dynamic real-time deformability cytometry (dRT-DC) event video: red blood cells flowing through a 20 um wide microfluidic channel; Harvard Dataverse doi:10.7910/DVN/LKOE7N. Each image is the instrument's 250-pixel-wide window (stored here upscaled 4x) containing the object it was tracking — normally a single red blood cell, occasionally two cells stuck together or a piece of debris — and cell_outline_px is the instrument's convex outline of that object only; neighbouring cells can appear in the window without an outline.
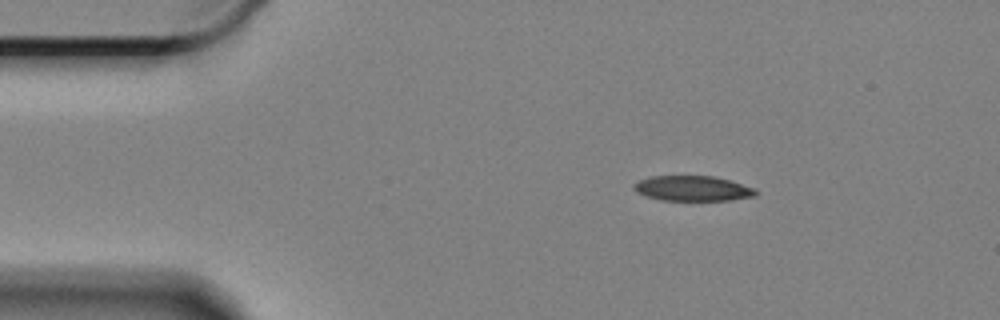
{"species": "Egyptian fruit bat (a non-hibernating species)", "species_latin": "Rousettus aegyptiacus", "temperature_condition": "cold", "stored_images_in_passage": 51, "camera_frame_rate_fps": 3000, "um_per_image_px": 0.085, "animal": {"sex": "female"}, "frame": {"image": 1, "passage_image": 1, "time_ms": 0.0, "image_size_px": [1000, 320], "cell_outline_px": [[756, 196], [728, 200], [664, 200], [648, 196], [632, 188], [640, 180], [648, 176], [712, 176], [728, 180], [756, 188]], "centroid_in_image_um": [58.91, 16.01], "position_along_channel_um": 26.1, "area_um2": 17.51}}
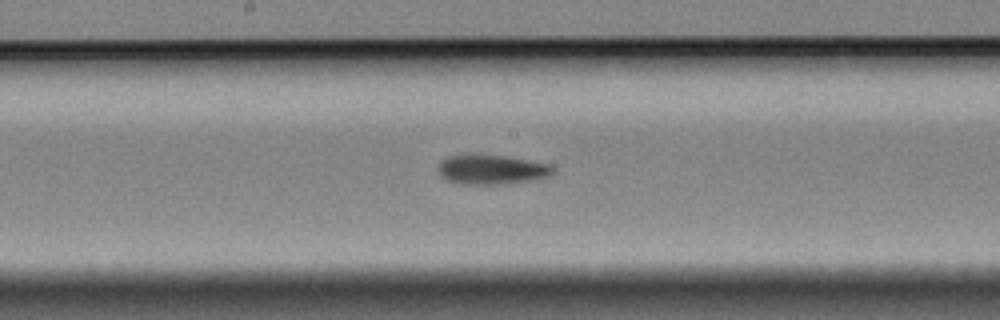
{"frame": {"image": 2, "passage_image": 22, "time_ms": 7.0, "image_size_px": [1000, 320], "cell_outline_px": [[552, 172], [548, 176], [532, 180], [504, 184], [456, 184], [448, 180], [436, 168], [448, 156], [476, 152], [504, 156], [548, 164], [552, 168]], "centroid_in_image_um": [41.72, 14.39], "position_along_channel_um": 206.5, "area_um2": 19.83}}
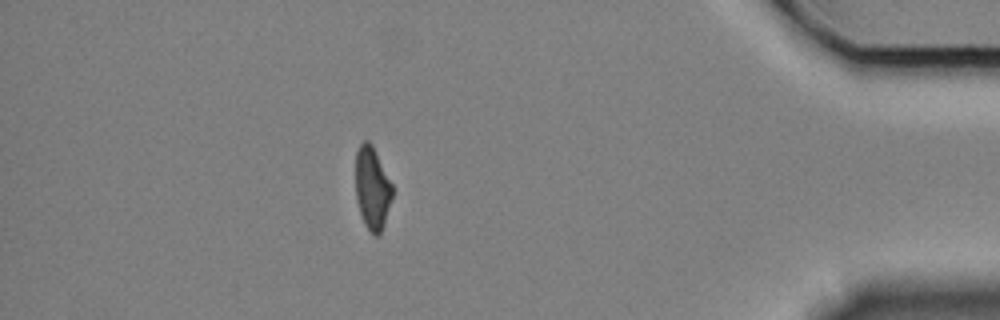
{"frame": {"image": 3, "passage_image": 44, "time_ms": 14.333, "image_size_px": [1000, 320], "cell_outline_px": [[392, 196], [384, 224], [380, 236], [372, 236], [364, 224], [356, 200], [356, 152], [360, 144], [364, 140], [368, 140], [372, 144], [392, 184]], "centroid_in_image_um": [31.63, 16.02], "position_along_channel_um": 403.6, "area_um2": 17.74}, "authors_computed_cell_mechanics": {"area_um2": 19.074, "velocity_mm_per_s": 3.3291, "shape_relaxation_time_tau1_ms": 5.0851, "shape_relaxation_time_tau2_ms": 7.6193, "deformation_change_tau1": 0.1671, "deformation_change_tau2": 0.1465}}